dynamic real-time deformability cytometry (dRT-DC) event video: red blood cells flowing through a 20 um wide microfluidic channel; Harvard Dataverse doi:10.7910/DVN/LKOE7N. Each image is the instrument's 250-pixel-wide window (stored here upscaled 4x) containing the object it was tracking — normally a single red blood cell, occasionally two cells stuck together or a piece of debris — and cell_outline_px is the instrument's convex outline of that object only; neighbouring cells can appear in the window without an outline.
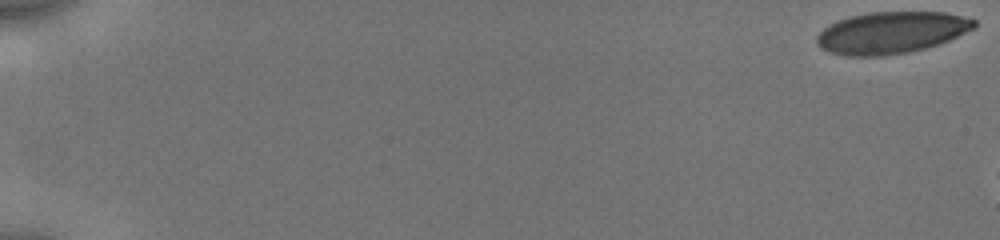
{"species": "human", "species_latin": "Homo sapiens", "temperature_condition": "cold", "stored_images_in_passage": 10, "camera_frame_rate_fps": 3000, "um_per_image_px": 0.085, "donor": {"sex": "male"}, "frame": {"image": 1, "passage_image": 1, "time_ms": 0.0, "image_size_px": [1000, 240], "cell_outline_px": [[976, 28], [948, 40], [924, 48], [908, 52], [884, 56], [844, 56], [828, 52], [820, 48], [816, 44], [816, 36], [828, 24], [836, 20], [848, 16], [868, 12], [944, 12], [976, 20]], "centroid_in_image_um": [75.7, 2.77], "position_along_channel_um": 9.3, "area_um2": 38.55}}